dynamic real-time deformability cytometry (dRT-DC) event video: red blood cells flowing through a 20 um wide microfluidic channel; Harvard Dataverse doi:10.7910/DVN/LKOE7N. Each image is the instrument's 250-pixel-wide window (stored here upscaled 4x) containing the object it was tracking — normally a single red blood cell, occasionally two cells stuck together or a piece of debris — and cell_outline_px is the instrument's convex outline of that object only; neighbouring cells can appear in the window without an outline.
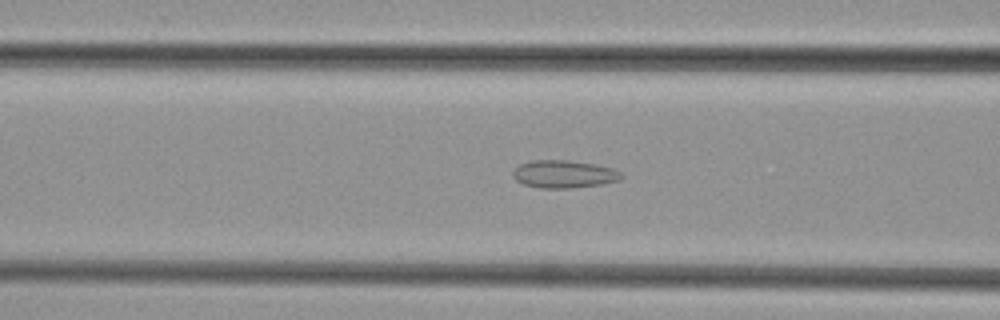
{"species": "common noctule bat (a hibernating species)", "species_latin": "Nyctalus noctula", "temperature_condition": "cold", "stored_images_in_passage": 40, "camera_frame_rate_fps": 3000, "um_per_image_px": 0.085, "animal": {"sex": "female", "body_mass_g": 29.2, "forearm_length_mm": 56.3}, "frame": {"image": 1, "passage_image": 17, "time_ms": 5.333, "image_size_px": [1000, 320], "cell_outline_px": [[624, 176], [620, 180], [604, 184], [568, 188], [540, 188], [524, 184], [516, 180], [512, 176], [512, 172], [520, 164], [532, 160], [568, 160], [592, 164], [612, 168], [620, 172]], "centroid_in_image_um": [47.93, 14.8], "position_along_channel_um": 118.7, "area_um2": 17.46}}
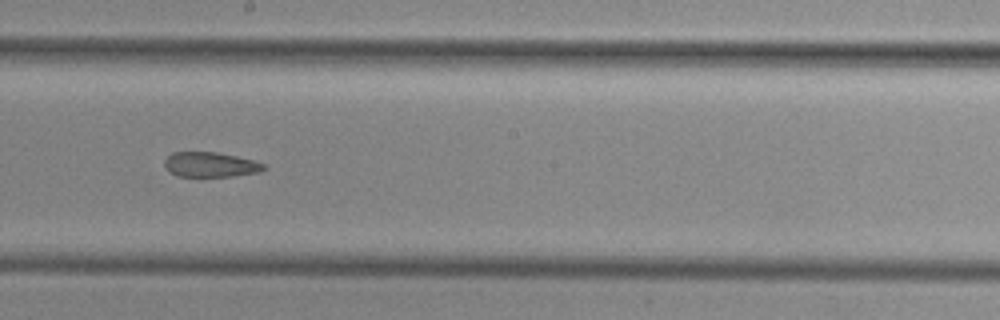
{"frame": {"image": 2, "passage_image": 25, "time_ms": 8.0, "image_size_px": [1000, 320], "cell_outline_px": [[268, 168], [260, 172], [232, 176], [200, 180], [176, 176], [168, 172], [164, 168], [164, 160], [172, 152], [216, 152], [236, 156], [252, 160], [264, 164]], "centroid_in_image_um": [17.82, 14.05], "position_along_channel_um": 230.4, "area_um2": 15.32}}
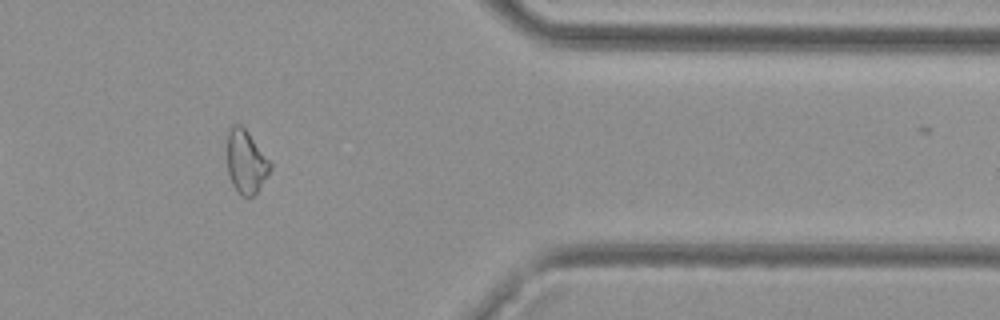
{"frame": {"image": 3, "passage_image": 38, "time_ms": 12.333, "image_size_px": [1000, 320], "cell_outline_px": [[272, 168], [256, 192], [252, 196], [240, 196], [236, 192], [232, 184], [228, 172], [228, 132], [232, 124], [240, 124], [248, 132], [272, 164]], "centroid_in_image_um": [20.9, 13.76], "position_along_channel_um": 390.5, "area_um2": 15.66}}